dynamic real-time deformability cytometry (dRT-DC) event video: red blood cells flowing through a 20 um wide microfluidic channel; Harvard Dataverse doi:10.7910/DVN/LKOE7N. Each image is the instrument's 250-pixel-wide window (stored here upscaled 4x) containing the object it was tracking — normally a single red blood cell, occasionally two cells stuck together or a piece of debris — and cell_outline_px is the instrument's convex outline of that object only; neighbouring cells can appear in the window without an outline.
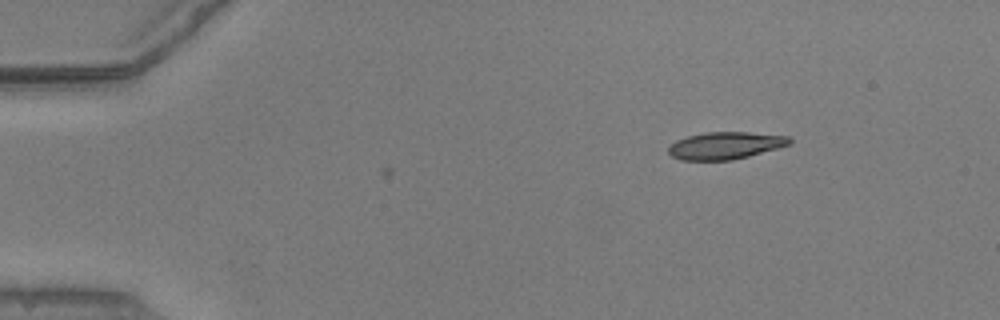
{"species": "common noctule bat (a hibernating species)", "species_latin": "Nyctalus noctula", "temperature_condition": "warm", "stored_images_in_passage": 3, "camera_frame_rate_fps": 3000, "um_per_image_px": 0.085, "animal": {"sex": "male", "body_mass_g": 20.5, "forearm_length_mm": 52.5}, "frame": {"image": 1, "passage_image": 3, "time_ms": 0.667, "image_size_px": [1000, 320], "cell_outline_px": [[792, 144], [748, 156], [732, 160], [680, 160], [672, 156], [668, 152], [668, 144], [676, 140], [688, 136], [704, 132], [748, 132], [788, 136], [792, 140]], "centroid_in_image_um": [61.63, 12.37], "position_along_channel_um": 23.4, "area_um2": 19.31}}